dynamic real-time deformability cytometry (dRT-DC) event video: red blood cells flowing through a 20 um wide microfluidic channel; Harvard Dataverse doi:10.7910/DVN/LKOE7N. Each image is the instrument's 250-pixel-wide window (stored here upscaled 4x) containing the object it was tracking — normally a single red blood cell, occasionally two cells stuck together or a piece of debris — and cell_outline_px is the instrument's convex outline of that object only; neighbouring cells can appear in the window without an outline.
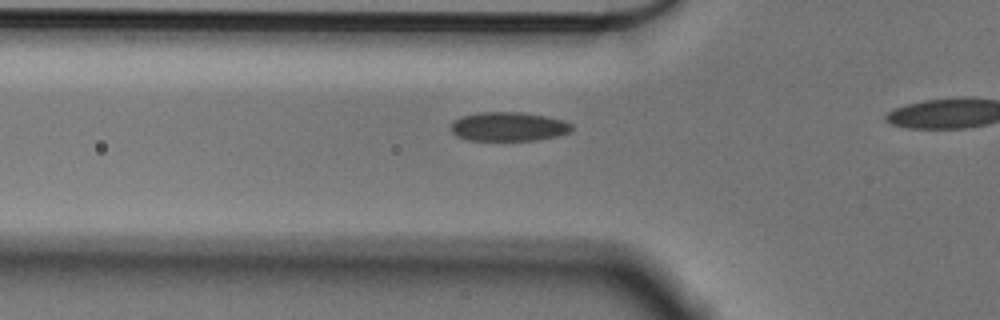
{"species": "Egyptian fruit bat (a non-hibernating species)", "species_latin": "Rousettus aegyptiacus", "temperature_condition": "cold", "stored_images_in_passage": 11, "camera_frame_rate_fps": 3000, "um_per_image_px": 0.085, "animal": {"sex": "male"}, "frame": {"image": 1, "passage_image": 2, "time_ms": 0.333, "image_size_px": [1000, 320], "cell_outline_px": [[572, 128], [568, 132], [556, 136], [536, 140], [468, 140], [456, 136], [448, 128], [452, 120], [460, 116], [480, 112], [520, 112], [544, 116], [564, 120], [572, 124]], "centroid_in_image_um": [43.14, 10.75], "position_along_channel_um": 82.7, "area_um2": 20.58}}
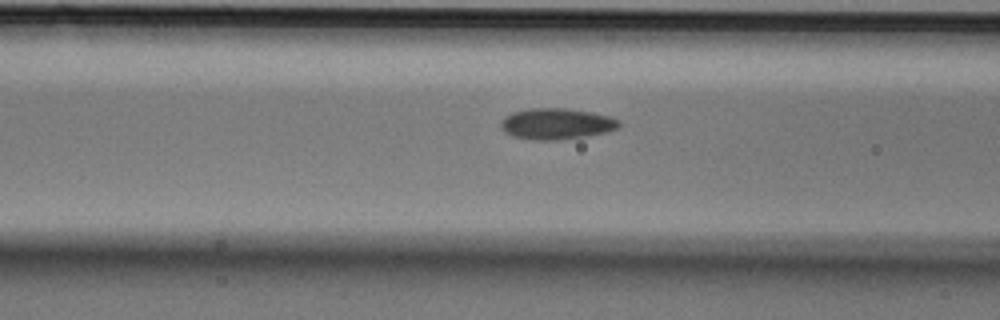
{"frame": {"image": 2, "passage_image": 5, "time_ms": 1.333, "image_size_px": [1000, 320], "cell_outline_px": [[620, 124], [616, 128], [604, 132], [584, 136], [560, 140], [536, 140], [512, 136], [504, 132], [500, 128], [500, 124], [504, 116], [512, 112], [528, 108], [564, 108], [588, 112], [608, 116], [620, 120]], "centroid_in_image_um": [47.22, 10.52], "position_along_channel_um": 119.4, "area_um2": 21.27}}
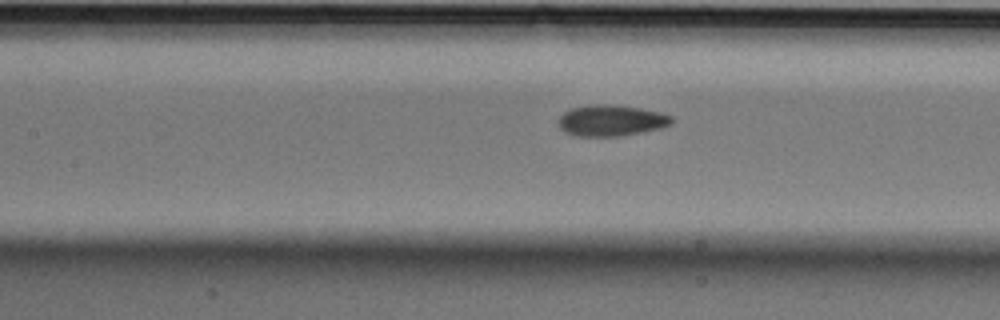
{"frame": {"image": 3, "passage_image": 8, "time_ms": 2.333, "image_size_px": [1000, 320], "cell_outline_px": [[672, 124], [660, 128], [644, 132], [620, 136], [576, 136], [564, 132], [560, 128], [560, 116], [564, 112], [572, 108], [592, 104], [612, 104], [640, 108], [660, 112], [672, 116]], "centroid_in_image_um": [51.97, 10.24], "position_along_channel_um": 155.4, "area_um2": 20.58}}